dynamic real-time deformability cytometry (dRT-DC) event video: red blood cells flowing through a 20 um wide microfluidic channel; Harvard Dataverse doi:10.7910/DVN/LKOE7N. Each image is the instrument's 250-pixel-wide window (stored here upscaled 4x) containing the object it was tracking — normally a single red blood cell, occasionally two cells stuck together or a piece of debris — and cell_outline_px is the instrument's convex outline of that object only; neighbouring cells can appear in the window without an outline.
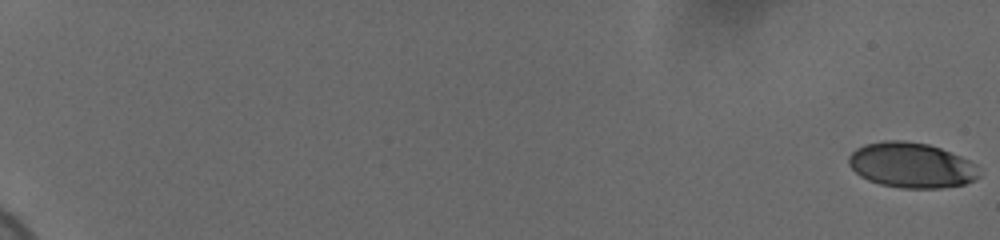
{"species": "human", "species_latin": "Homo sapiens", "temperature_condition": "cold", "stored_images_in_passage": 60, "camera_frame_rate_fps": 3000, "um_per_image_px": 0.085, "donor": {"sex": "female"}, "frame": {"image": 1, "passage_image": 1, "time_ms": 0.0, "image_size_px": [1000, 240], "cell_outline_px": [[980, 176], [976, 180], [964, 184], [940, 188], [900, 188], [880, 184], [868, 180], [860, 176], [848, 164], [848, 156], [856, 148], [864, 144], [884, 140], [904, 140], [928, 144], [940, 148], [960, 156], [976, 164]], "centroid_in_image_um": [77.46, 14.04], "position_along_channel_um": 7.5, "area_um2": 34.56}}
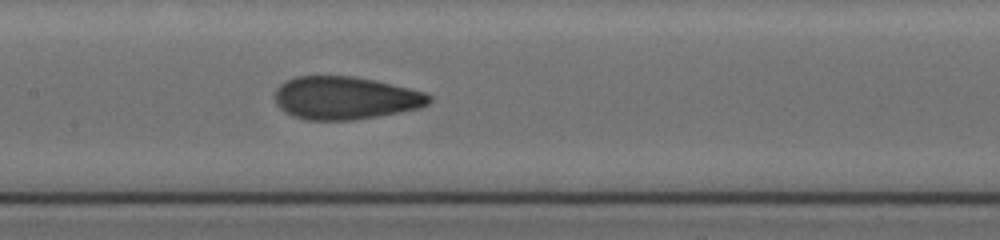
{"frame": {"image": 2, "passage_image": 34, "time_ms": 11.0, "image_size_px": [1000, 240], "cell_outline_px": [[432, 100], [428, 104], [420, 108], [400, 112], [352, 120], [304, 120], [292, 116], [284, 112], [276, 104], [276, 88], [280, 84], [296, 76], [352, 76], [372, 80], [408, 88], [424, 92], [432, 96]], "centroid_in_image_um": [29.33, 8.34], "position_along_channel_um": 178.1, "area_um2": 38.44}}
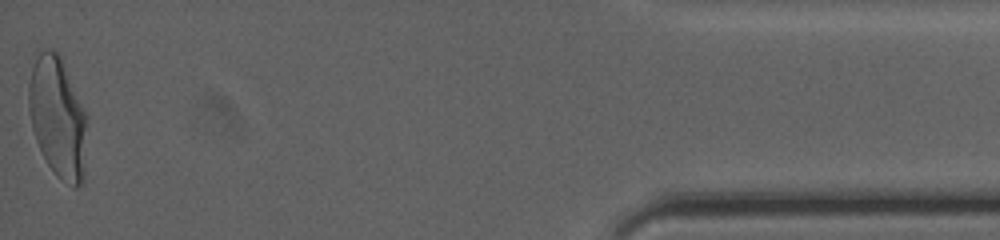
{"frame": {"image": 3, "passage_image": 60, "time_ms": 19.667, "image_size_px": [1000, 240], "cell_outline_px": [[88, 116], [84, 180], [76, 188], [72, 188], [60, 180], [56, 176], [48, 164], [36, 140], [32, 128], [28, 108], [28, 84], [36, 48], [52, 48], [60, 56]], "centroid_in_image_um": [4.91, 9.96], "position_along_channel_um": 430.3, "area_um2": 41.96}, "authors_computed_cell_mechanics": {"area_um2": 37.8301, "velocity_mm_per_s": 3.7033, "shape_relaxation_time_tau1_ms": 4.8288, "shape_relaxation_time_tau2_ms": 0.8095, "deformation_change_tau1": 0.1968, "deformation_change_tau2": 0.0667}}